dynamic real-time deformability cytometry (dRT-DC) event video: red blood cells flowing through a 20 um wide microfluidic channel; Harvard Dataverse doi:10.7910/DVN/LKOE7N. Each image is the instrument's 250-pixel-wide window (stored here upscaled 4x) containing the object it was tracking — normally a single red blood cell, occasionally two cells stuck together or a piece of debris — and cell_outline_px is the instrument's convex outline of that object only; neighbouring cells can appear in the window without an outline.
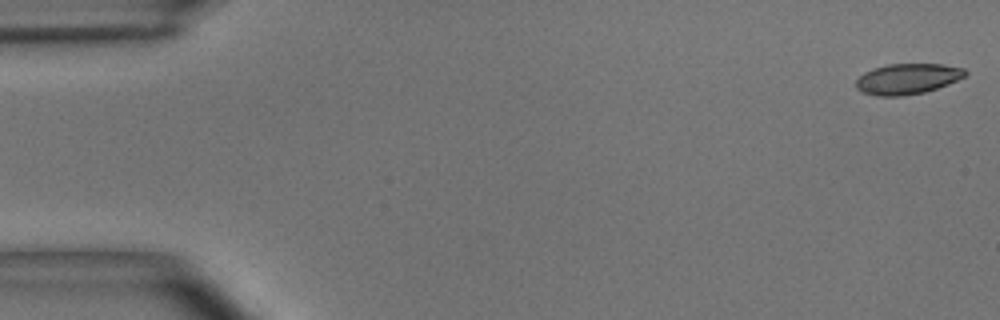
{"species": "common noctule bat (a hibernating species)", "species_latin": "Nyctalus noctula", "temperature_condition": "room temperature", "stored_images_in_passage": 54, "camera_frame_rate_fps": 3000, "um_per_image_px": 0.085, "animal": {"sex": "male", "body_mass_g": 15.6}, "frame": {"image": 1, "passage_image": 1, "time_ms": 0.0, "image_size_px": [1000, 320], "cell_outline_px": [[968, 72], [964, 76], [948, 84], [924, 92], [900, 96], [876, 96], [864, 92], [856, 88], [856, 80], [864, 72], [872, 68], [888, 64], [944, 64], [964, 68]], "centroid_in_image_um": [77.12, 6.69], "position_along_channel_um": 7.9, "area_um2": 19.42}}
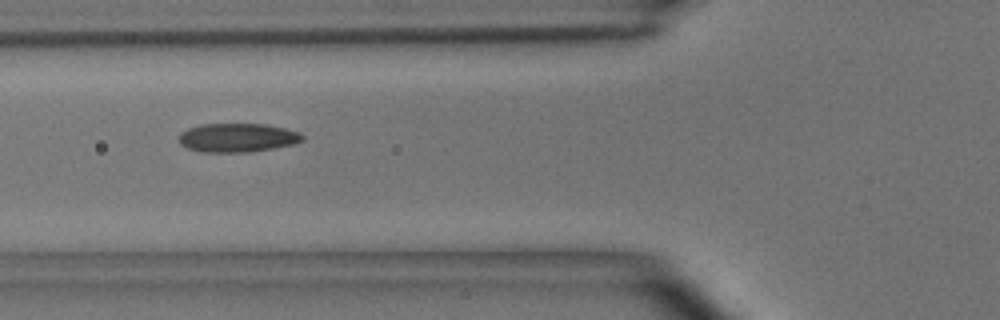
{"frame": {"image": 2, "passage_image": 20, "time_ms": 6.333, "image_size_px": [1000, 320], "cell_outline_px": [[304, 140], [292, 144], [272, 148], [248, 152], [204, 152], [188, 148], [180, 144], [180, 132], [188, 128], [200, 124], [264, 124], [284, 128], [300, 132], [304, 136]], "centroid_in_image_um": [20.18, 11.69], "position_along_channel_um": 105.6, "area_um2": 20.63}}
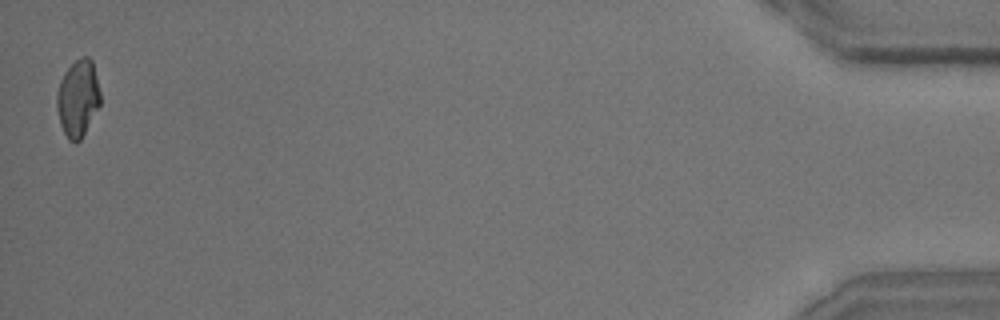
{"frame": {"image": 3, "passage_image": 54, "time_ms": 17.667, "image_size_px": [1000, 320], "cell_outline_px": [[100, 104], [80, 140], [76, 144], [68, 140], [60, 124], [56, 108], [56, 92], [60, 80], [64, 72], [76, 60], [84, 56], [88, 56], [92, 60], [100, 92]], "centroid_in_image_um": [6.6, 8.36], "position_along_channel_um": 428.6, "area_um2": 19.48}, "authors_computed_cell_mechanics": {"area_um2": 20.23, "velocity_mm_per_s": 3.6434, "shape_relaxation_time_tau1_ms": 4.2551, "shape_relaxation_time_tau2_ms": 3.1914, "deformation_change_tau1": 0.1201, "deformation_change_tau2": 0.0759}}